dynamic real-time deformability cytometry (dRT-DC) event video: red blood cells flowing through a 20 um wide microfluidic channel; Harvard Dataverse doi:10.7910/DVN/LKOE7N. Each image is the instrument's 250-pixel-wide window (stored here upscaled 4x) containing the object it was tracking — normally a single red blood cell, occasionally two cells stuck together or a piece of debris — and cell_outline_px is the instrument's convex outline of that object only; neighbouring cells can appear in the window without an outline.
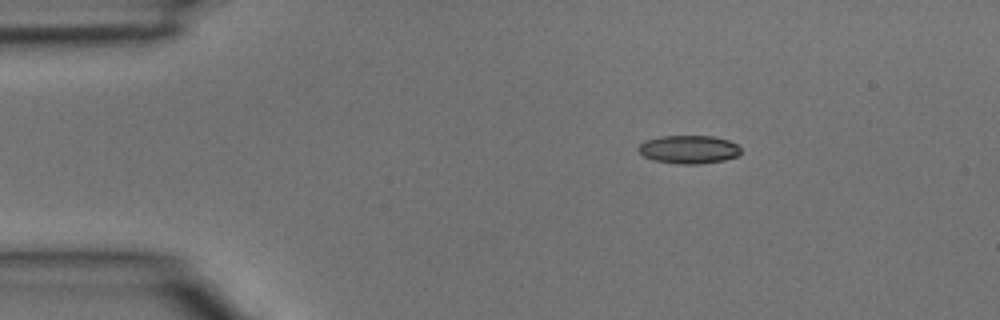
{"species": "common noctule bat (a hibernating species)", "species_latin": "Nyctalus noctula", "temperature_condition": "room temperature", "stored_images_in_passage": 4, "camera_frame_rate_fps": 3000, "um_per_image_px": 0.085, "animal": {"sex": "male", "body_mass_g": 15.6}, "frame": {"image": 1, "passage_image": 4, "time_ms": 1.0, "image_size_px": [1000, 320], "cell_outline_px": [[740, 152], [736, 156], [724, 160], [700, 164], [680, 164], [652, 160], [644, 156], [636, 148], [644, 140], [660, 136], [712, 136], [728, 140], [736, 144], [740, 148]], "centroid_in_image_um": [58.51, 12.7], "position_along_channel_um": 26.5, "area_um2": 16.88}}